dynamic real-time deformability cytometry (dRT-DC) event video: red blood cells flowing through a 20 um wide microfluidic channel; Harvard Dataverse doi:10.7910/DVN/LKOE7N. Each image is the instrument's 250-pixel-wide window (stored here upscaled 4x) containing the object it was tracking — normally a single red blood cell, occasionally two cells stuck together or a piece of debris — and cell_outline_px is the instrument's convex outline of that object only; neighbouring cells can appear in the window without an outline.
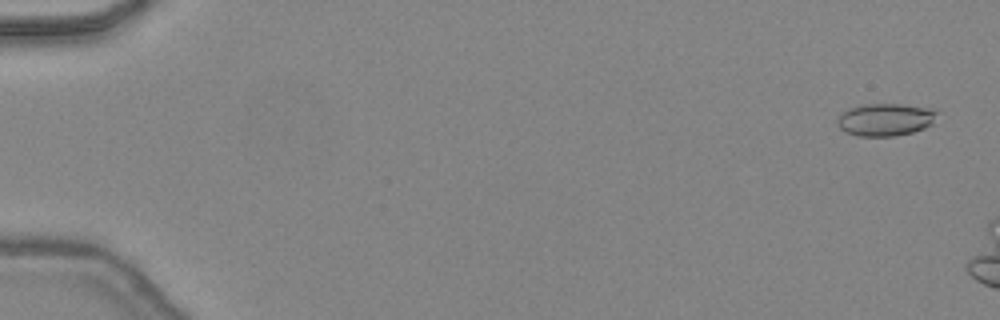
{"species": "common noctule bat (a hibernating species)", "species_latin": "Nyctalus noctula", "temperature_condition": "warm", "stored_images_in_passage": 6, "camera_frame_rate_fps": 3000, "um_per_image_px": 0.085, "animal": {"sex": "female", "body_mass_g": 24.6, "forearm_length_mm": 56.2}, "frame": {"image": 1, "passage_image": 2, "time_ms": 0.333, "image_size_px": [1000, 320], "cell_outline_px": [[940, 112], [932, 124], [924, 128], [912, 132], [896, 136], [856, 136], [844, 132], [836, 124], [836, 120], [848, 108], [864, 104], [900, 104], [932, 108]], "centroid_in_image_um": [75.27, 10.17], "position_along_channel_um": 9.7, "area_um2": 19.13}}